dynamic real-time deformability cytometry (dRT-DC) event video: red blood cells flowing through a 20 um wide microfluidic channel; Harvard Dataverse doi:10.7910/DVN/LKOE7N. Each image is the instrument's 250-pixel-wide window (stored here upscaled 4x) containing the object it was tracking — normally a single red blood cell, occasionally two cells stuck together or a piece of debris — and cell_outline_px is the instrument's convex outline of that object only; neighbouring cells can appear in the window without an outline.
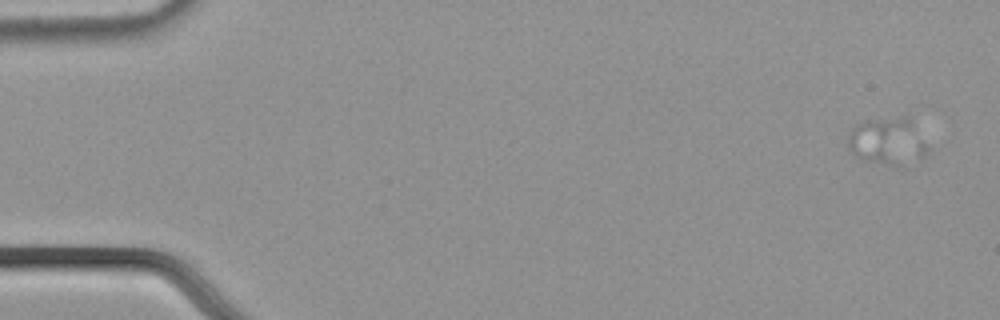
{"species": "common noctule bat (a hibernating species)", "species_latin": "Nyctalus noctula", "temperature_condition": "cold", "stored_images_in_passage": 2, "camera_frame_rate_fps": 3000, "um_per_image_px": 0.085, "animal": {"sex": "male", "body_mass_g": 21.5, "forearm_length_mm": 52.0}, "frame": {"image": 1, "passage_image": 1, "time_ms": 0.0, "image_size_px": [1000, 320], "cell_outline_px": [[912, 128], [900, 164], [892, 164], [864, 160], [856, 156], [848, 144], [848, 136], [852, 128], [856, 124], [904, 116], [912, 124]], "centroid_in_image_um": [74.88, 11.89], "position_along_channel_um": 10.1, "area_um2": 16.7}}